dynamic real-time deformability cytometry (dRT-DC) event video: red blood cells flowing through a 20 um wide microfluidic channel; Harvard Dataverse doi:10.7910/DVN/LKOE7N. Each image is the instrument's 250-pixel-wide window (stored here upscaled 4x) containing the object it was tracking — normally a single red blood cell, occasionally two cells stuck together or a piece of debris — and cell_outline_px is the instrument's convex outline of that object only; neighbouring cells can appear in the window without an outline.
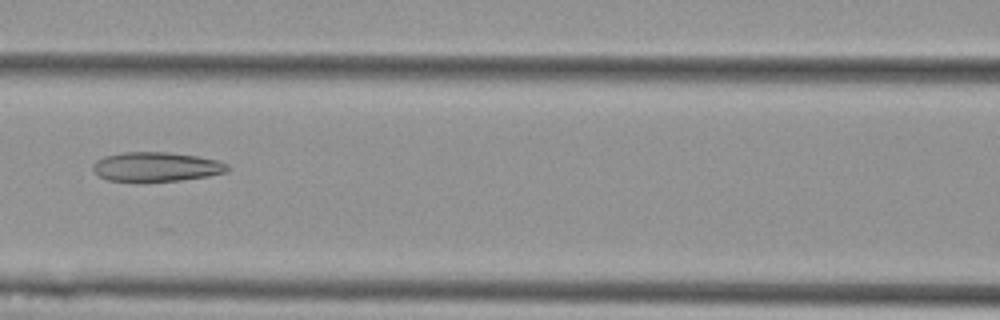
{"species": "Egyptian fruit bat (a non-hibernating species)", "species_latin": "Rousettus aegyptiacus", "temperature_condition": "cold", "stored_images_in_passage": 8, "camera_frame_rate_fps": 3000, "um_per_image_px": 0.085, "animal": {"sex": "female"}, "frame": {"image": 1, "passage_image": 6, "time_ms": 1.667, "image_size_px": [1000, 320], "cell_outline_px": [[228, 172], [208, 176], [180, 180], [140, 184], [108, 180], [100, 176], [92, 168], [92, 164], [96, 160], [104, 156], [124, 152], [168, 152], [196, 156], [216, 160], [228, 164]], "centroid_in_image_um": [13.24, 14.21], "position_along_channel_um": 153.4, "area_um2": 23.64}}
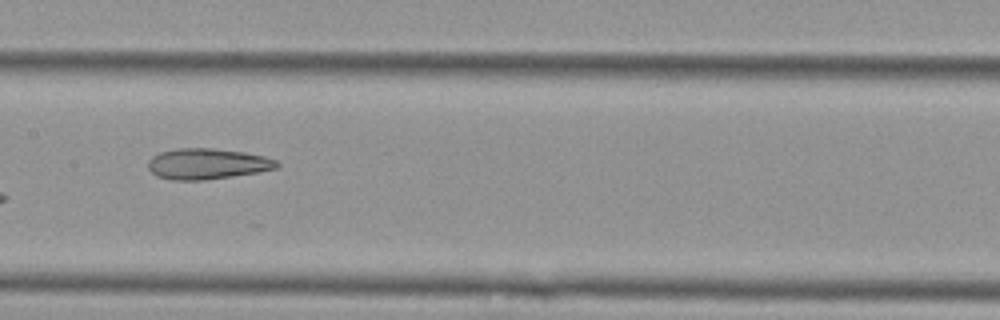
{"frame": {"image": 2, "passage_image": 7, "time_ms": 2.0, "image_size_px": [1000, 320], "cell_outline_px": [[280, 168], [260, 172], [204, 180], [172, 180], [156, 176], [148, 168], [148, 160], [152, 156], [160, 152], [176, 148], [212, 148], [244, 152], [264, 156], [276, 160], [280, 164]], "centroid_in_image_um": [17.63, 13.93], "position_along_channel_um": 189.8, "area_um2": 23.29}}
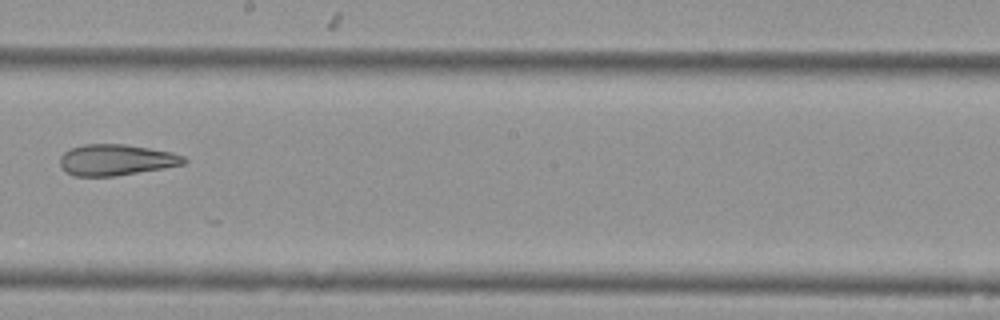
{"frame": {"image": 3, "passage_image": 8, "time_ms": 2.333, "image_size_px": [1000, 320], "cell_outline_px": [[188, 160], [184, 164], [164, 168], [116, 176], [76, 176], [64, 172], [60, 168], [60, 156], [64, 152], [72, 148], [84, 144], [124, 144], [172, 152], [184, 156]], "centroid_in_image_um": [9.85, 13.6], "position_along_channel_um": 238.3, "area_um2": 22.54}}